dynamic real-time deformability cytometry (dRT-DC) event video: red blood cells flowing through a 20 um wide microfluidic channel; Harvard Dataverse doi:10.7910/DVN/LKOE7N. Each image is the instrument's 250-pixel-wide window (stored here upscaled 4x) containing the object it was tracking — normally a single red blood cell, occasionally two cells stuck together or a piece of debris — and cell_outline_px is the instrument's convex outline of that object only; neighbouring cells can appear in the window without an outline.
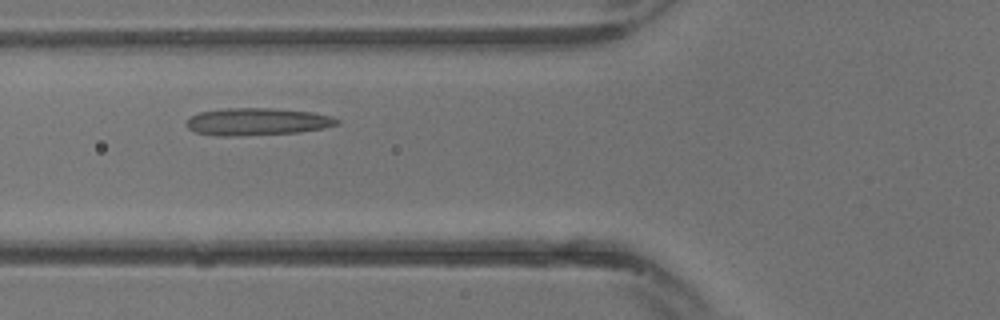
{"species": "common noctule bat (a hibernating species)", "species_latin": "Nyctalus noctula", "temperature_condition": "warm", "stored_images_in_passage": 24, "camera_frame_rate_fps": 3000, "um_per_image_px": 0.085, "animal": {"sex": "male", "body_mass_g": 13.3}, "frame": {"image": 1, "passage_image": 7, "time_ms": 2.0, "image_size_px": [1000, 320], "cell_outline_px": [[340, 124], [324, 128], [300, 132], [236, 136], [216, 136], [196, 132], [188, 128], [184, 124], [192, 116], [200, 112], [224, 108], [272, 108], [312, 112], [332, 116], [340, 120]], "centroid_in_image_um": [21.88, 10.34], "position_along_channel_um": 103.9, "area_um2": 24.1}}
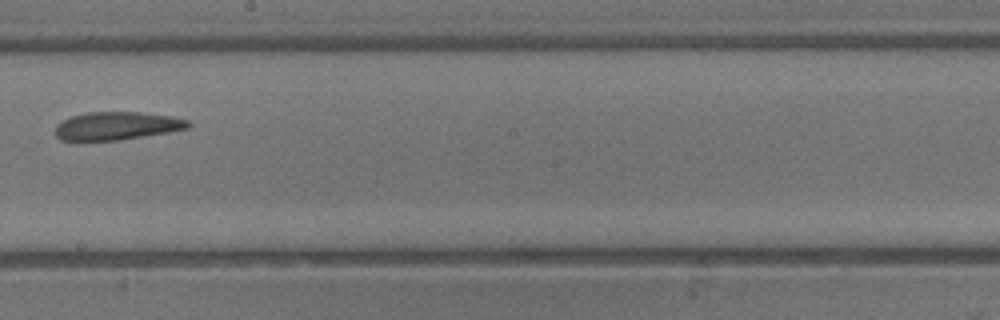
{"frame": {"image": 2, "passage_image": 13, "time_ms": 4.0, "image_size_px": [1000, 320], "cell_outline_px": [[192, 124], [188, 128], [168, 132], [120, 140], [60, 140], [56, 136], [56, 124], [72, 116], [88, 112], [140, 112], [172, 116], [188, 120]], "centroid_in_image_um": [9.95, 10.69], "position_along_channel_um": 238.2, "area_um2": 21.62}}
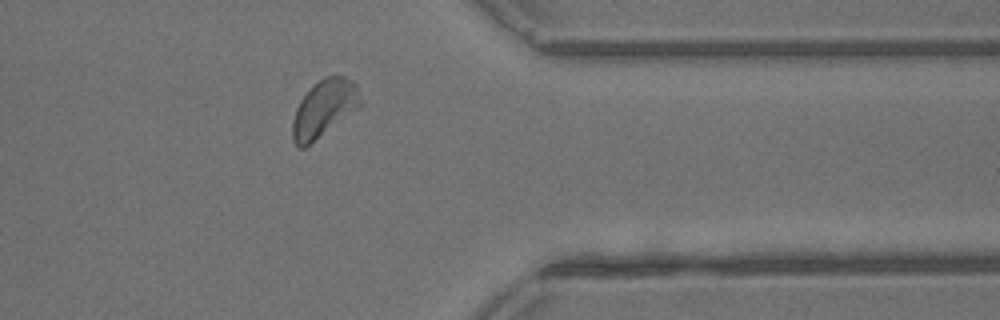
{"frame": {"image": 3, "passage_image": 20, "time_ms": 6.333, "image_size_px": [1000, 320], "cell_outline_px": [[364, 104], [360, 108], [304, 148], [300, 148], [292, 140], [292, 120], [296, 108], [300, 100], [312, 84], [324, 76], [344, 76], [352, 80], [356, 84]], "centroid_in_image_um": [27.57, 9.2], "position_along_channel_um": 383.8, "area_um2": 22.95}}